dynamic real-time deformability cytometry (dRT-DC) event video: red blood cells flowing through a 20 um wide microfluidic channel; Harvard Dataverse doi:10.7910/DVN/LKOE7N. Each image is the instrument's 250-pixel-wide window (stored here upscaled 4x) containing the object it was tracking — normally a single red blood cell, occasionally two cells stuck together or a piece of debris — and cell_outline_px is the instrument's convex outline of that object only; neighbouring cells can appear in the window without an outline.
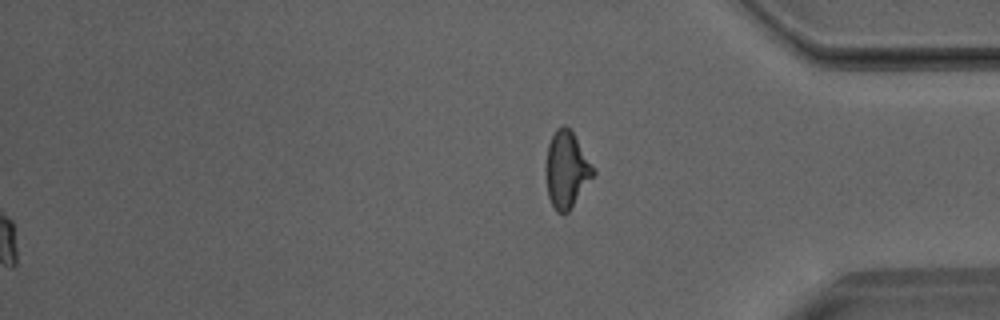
{"species": "Egyptian fruit bat (a non-hibernating species)", "species_latin": "Rousettus aegyptiacus", "temperature_condition": "room temperature", "stored_images_in_passage": 46, "segment_of_instrument_passage": [2, 2], "camera_frame_rate_fps": 3000, "um_per_image_px": 0.085, "animal": {"sex": "male"}, "frame": {"image": 1, "passage_image": 46, "time_ms": 15.0, "image_size_px": [1000, 320], "cell_outline_px": [[596, 172], [568, 212], [564, 216], [556, 212], [548, 196], [544, 172], [544, 168], [548, 144], [556, 128], [564, 124], [572, 132]], "centroid_in_image_um": [48.11, 14.45], "position_along_channel_um": 387.1, "area_um2": 21.1}}